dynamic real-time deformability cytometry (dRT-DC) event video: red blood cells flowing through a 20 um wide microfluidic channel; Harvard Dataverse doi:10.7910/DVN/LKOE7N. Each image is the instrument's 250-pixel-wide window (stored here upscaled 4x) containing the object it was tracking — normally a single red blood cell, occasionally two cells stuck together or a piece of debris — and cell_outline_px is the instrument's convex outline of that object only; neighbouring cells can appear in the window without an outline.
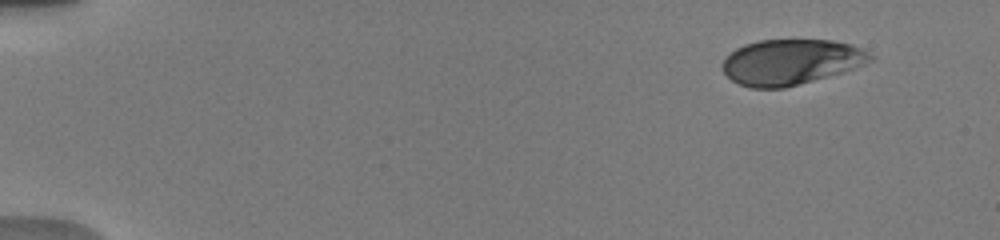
{"species": "human", "species_latin": "Homo sapiens", "temperature_condition": "warm", "stored_images_in_passage": 50, "camera_frame_rate_fps": 3000, "um_per_image_px": 0.085, "donor": {"sex": "male"}, "frame": {"image": 1, "passage_image": 3, "time_ms": 1.333, "image_size_px": [1000, 240], "cell_outline_px": [[872, 60], [852, 68], [840, 72], [784, 88], [752, 88], [740, 84], [732, 80], [724, 72], [720, 64], [736, 48], [744, 44], [760, 40], [832, 40], [852, 44], [868, 52], [872, 56]], "centroid_in_image_um": [67.18, 5.25], "position_along_channel_um": 17.8, "area_um2": 38.61}}
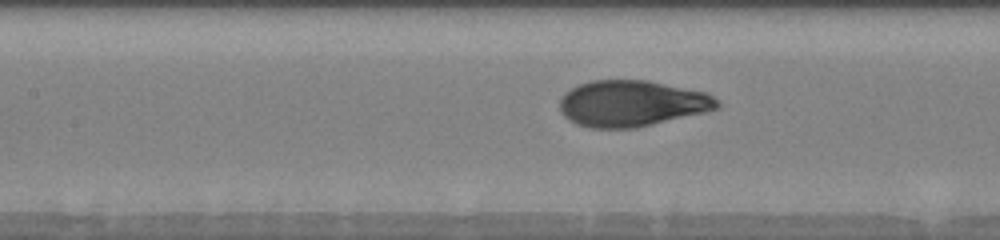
{"frame": {"image": 2, "passage_image": 29, "time_ms": 8.333, "image_size_px": [1000, 240], "cell_outline_px": [[720, 108], [704, 112], [636, 128], [592, 128], [576, 124], [564, 116], [560, 112], [560, 100], [564, 92], [580, 84], [592, 80], [648, 80], [708, 92], [720, 100]], "centroid_in_image_um": [53.73, 8.79], "position_along_channel_um": 153.7, "area_um2": 42.6}}
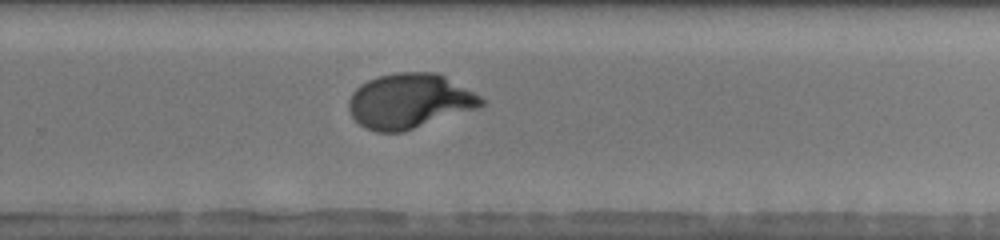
{"frame": {"image": 3, "passage_image": 46, "time_ms": 12.0, "image_size_px": [1000, 240], "cell_outline_px": [[484, 104], [476, 108], [400, 132], [376, 132], [364, 128], [352, 116], [348, 108], [348, 100], [352, 92], [360, 84], [368, 80], [380, 76], [396, 72], [436, 72], [444, 76], [480, 96], [484, 100]], "centroid_in_image_um": [34.75, 8.58], "position_along_channel_um": 295.1, "area_um2": 41.79}}